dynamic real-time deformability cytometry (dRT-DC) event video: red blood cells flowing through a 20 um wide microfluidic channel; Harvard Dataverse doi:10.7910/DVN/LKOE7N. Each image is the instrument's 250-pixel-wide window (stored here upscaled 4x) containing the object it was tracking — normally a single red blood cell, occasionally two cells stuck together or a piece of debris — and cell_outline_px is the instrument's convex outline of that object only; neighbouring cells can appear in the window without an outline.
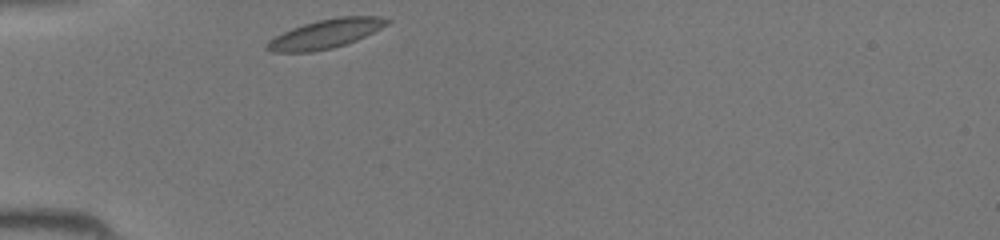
{"species": "common noctule bat (a hibernating species)", "species_latin": "Nyctalus noctula", "temperature_condition": "room temperature", "stored_images_in_passage": 25, "camera_frame_rate_fps": 3000, "um_per_image_px": 0.085, "animal": {"sex": "female", "body_mass_g": 19.5, "forearm_length_mm": 54.1}, "frame": {"image": 1, "passage_image": 1, "time_ms": 0.0, "image_size_px": [1000, 240], "cell_outline_px": [[392, 20], [388, 24], [356, 40], [332, 48], [312, 52], [272, 52], [264, 48], [264, 44], [268, 40], [292, 28], [316, 20], [340, 16], [380, 16]], "centroid_in_image_um": [27.64, 2.87], "position_along_channel_um": 57.4, "area_um2": 20.23}}
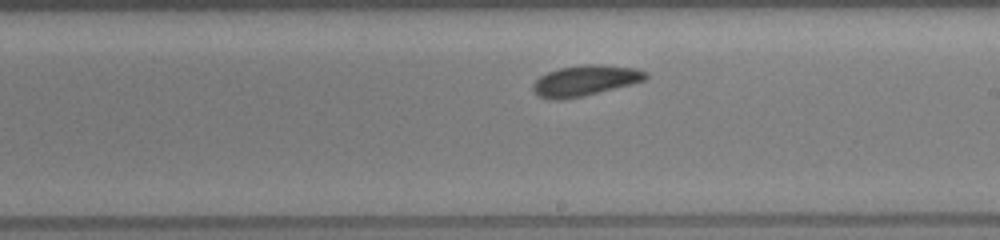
{"frame": {"image": 2, "passage_image": 14, "time_ms": 4.333, "image_size_px": [1000, 240], "cell_outline_px": [[648, 76], [644, 80], [632, 84], [580, 96], [560, 100], [552, 100], [536, 96], [532, 92], [532, 84], [540, 76], [548, 72], [560, 68], [580, 64], [608, 64], [636, 68], [648, 72]], "centroid_in_image_um": [49.71, 6.83], "position_along_channel_um": 239.3, "area_um2": 20.29}}
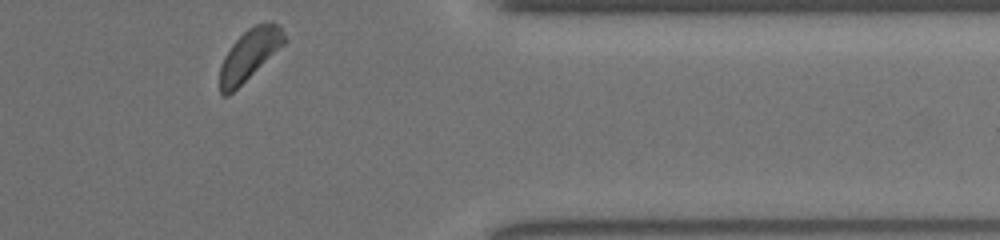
{"frame": {"image": 3, "passage_image": 25, "time_ms": 8.0, "image_size_px": [1000, 240], "cell_outline_px": [[288, 40], [284, 44], [228, 96], [220, 96], [220, 68], [224, 56], [232, 44], [248, 28], [256, 24], [272, 20], [280, 28]], "centroid_in_image_um": [21.2, 4.63], "position_along_channel_um": 390.2, "area_um2": 18.84}}